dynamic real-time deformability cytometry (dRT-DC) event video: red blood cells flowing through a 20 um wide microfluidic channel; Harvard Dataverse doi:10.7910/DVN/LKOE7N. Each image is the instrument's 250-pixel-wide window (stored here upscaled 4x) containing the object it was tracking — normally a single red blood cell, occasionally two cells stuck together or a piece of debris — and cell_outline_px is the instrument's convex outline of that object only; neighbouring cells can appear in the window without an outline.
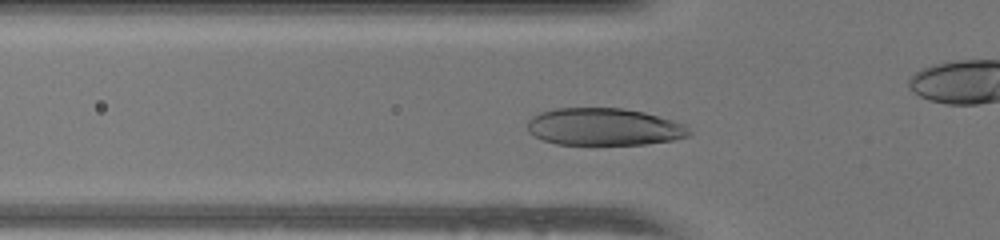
{"species": "human", "species_latin": "Homo sapiens", "temperature_condition": "warm", "stored_images_in_passage": 45, "camera_frame_rate_fps": 3000, "um_per_image_px": 0.085, "donor": {"sex": "female"}, "frame": {"image": 1, "passage_image": 10, "time_ms": 3.0, "image_size_px": [1000, 240], "cell_outline_px": [[692, 132], [688, 136], [672, 140], [644, 144], [556, 144], [544, 140], [528, 132], [528, 120], [532, 116], [540, 112], [552, 108], [620, 108], [644, 112], [672, 120], [684, 124]], "centroid_in_image_um": [51.32, 10.77], "position_along_channel_um": 74.5, "area_um2": 35.03}}
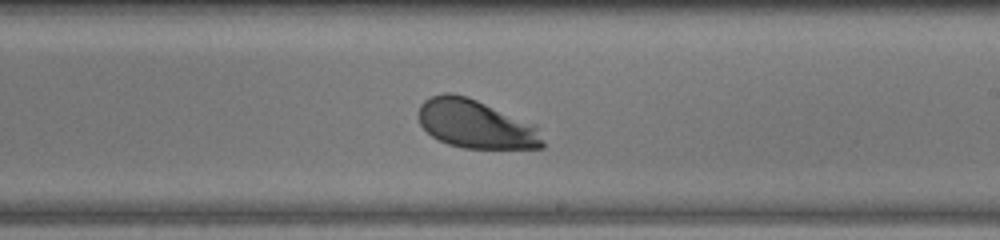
{"frame": {"image": 2, "passage_image": 23, "time_ms": 7.333, "image_size_px": [1000, 240], "cell_outline_px": [[544, 148], [464, 148], [448, 144], [432, 136], [420, 124], [416, 116], [416, 112], [420, 104], [424, 100], [432, 96], [444, 92], [452, 92], [468, 96], [536, 128], [544, 140]], "centroid_in_image_um": [40.32, 10.54], "position_along_channel_um": 248.7, "area_um2": 34.51}}
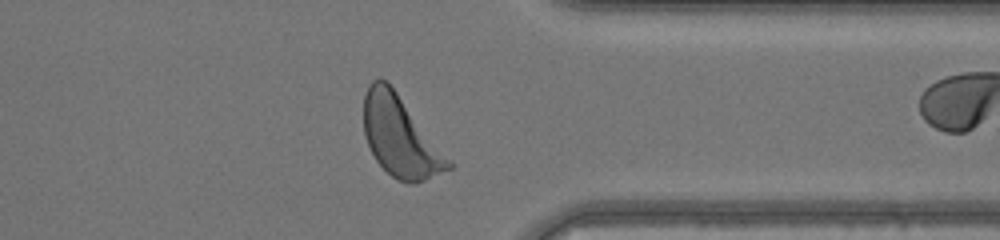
{"frame": {"image": 3, "passage_image": 33, "time_ms": 10.667, "image_size_px": [1000, 240], "cell_outline_px": [[452, 168], [416, 184], [412, 184], [400, 180], [392, 176], [376, 160], [368, 144], [364, 132], [364, 96], [368, 84], [372, 80], [380, 76], [388, 80], [452, 160]], "centroid_in_image_um": [34.03, 11.57], "position_along_channel_um": 377.4, "area_um2": 39.88}, "authors_computed_cell_mechanics": {"area_um2": 36.3562, "velocity_mm_per_s": 4.0307, "shape_relaxation_time_tau1_ms": 1.8052, "shape_relaxation_time_tau2_ms": 4.1957, "deformation_change_tau1": 0.1613, "deformation_change_tau2": 0.1269}}